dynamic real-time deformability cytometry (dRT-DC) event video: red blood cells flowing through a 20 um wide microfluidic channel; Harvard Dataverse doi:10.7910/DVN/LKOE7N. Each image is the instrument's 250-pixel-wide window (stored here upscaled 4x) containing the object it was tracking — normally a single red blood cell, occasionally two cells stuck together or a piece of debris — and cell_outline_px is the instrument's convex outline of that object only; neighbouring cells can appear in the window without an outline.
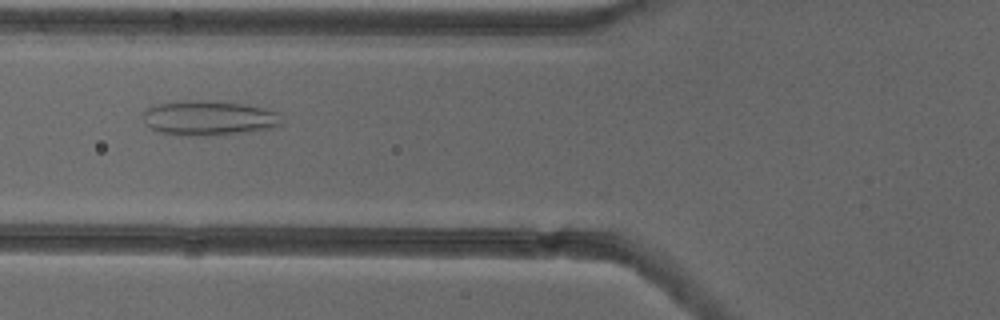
{"species": "common noctule bat (a hibernating species)", "species_latin": "Nyctalus noctula", "temperature_condition": "cold", "stored_images_in_passage": 52, "camera_frame_rate_fps": 3000, "um_per_image_px": 0.085, "animal": {"sex": "female"}, "frame": {"image": 1, "passage_image": 20, "time_ms": 6.333, "image_size_px": [1000, 320], "cell_outline_px": [[284, 124], [272, 128], [248, 132], [208, 136], [180, 136], [160, 132], [152, 128], [140, 116], [148, 108], [160, 104], [188, 100], [200, 100], [248, 104], [280, 112]], "centroid_in_image_um": [17.83, 10.04], "position_along_channel_um": 108.0, "area_um2": 28.44}}
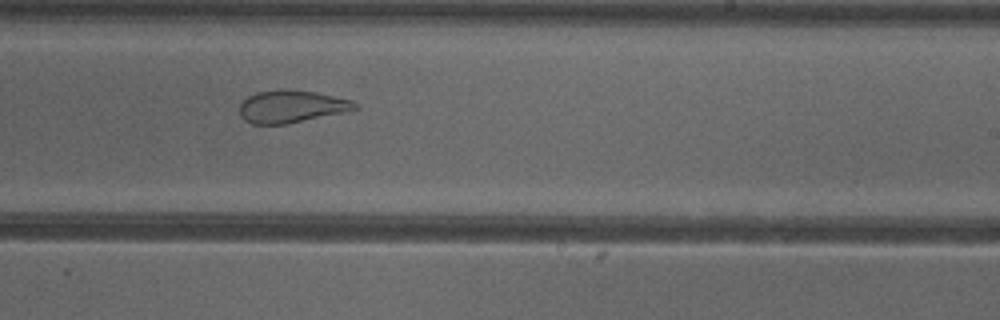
{"frame": {"image": 2, "passage_image": 32, "time_ms": 10.333, "image_size_px": [1000, 320], "cell_outline_px": [[360, 108], [288, 124], [252, 124], [244, 120], [240, 116], [240, 104], [248, 96], [256, 92], [316, 92], [352, 100], [360, 104]], "centroid_in_image_um": [24.79, 9.1], "position_along_channel_um": 264.2, "area_um2": 21.1}}
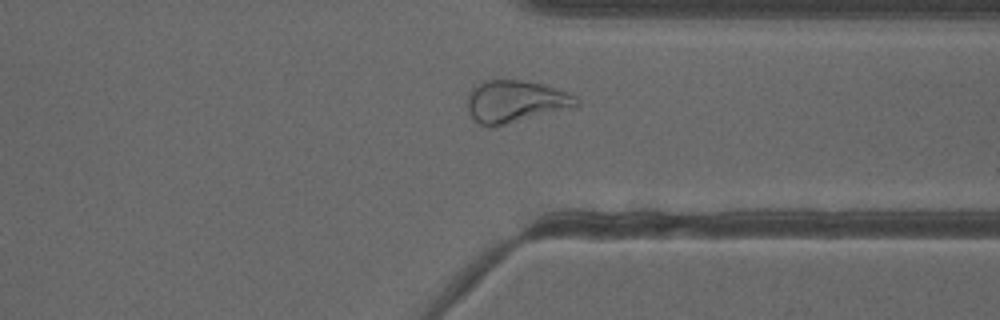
{"frame": {"image": 3, "passage_image": 40, "time_ms": 13.0, "image_size_px": [1000, 320], "cell_outline_px": [[580, 104], [572, 108], [492, 128], [480, 124], [468, 112], [468, 96], [484, 80], [524, 80], [544, 84], [576, 96], [580, 100]], "centroid_in_image_um": [43.86, 8.64], "position_along_channel_um": 367.5, "area_um2": 26.7}}